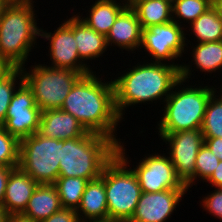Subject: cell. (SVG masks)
<instances>
[{"mask_svg":"<svg viewBox=\"0 0 222 222\" xmlns=\"http://www.w3.org/2000/svg\"><path fill=\"white\" fill-rule=\"evenodd\" d=\"M96 72L83 75L75 83L65 98L61 110L75 117L88 132L107 136L119 145L126 138L121 139L120 136L119 138L117 136V130L120 129L119 125L123 120L115 108L112 81L115 73L108 78V74L106 77L103 75L108 73L107 70L106 72L103 70L102 74Z\"/></svg>","mask_w":222,"mask_h":222,"instance_id":"1","label":"cell"},{"mask_svg":"<svg viewBox=\"0 0 222 222\" xmlns=\"http://www.w3.org/2000/svg\"><path fill=\"white\" fill-rule=\"evenodd\" d=\"M135 57L132 55L133 60H137L134 61V65L130 63L125 70L117 71L119 73L112 79L115 108L123 121L127 119L125 117H128L125 115L126 111L128 112L127 109H133L134 106L140 107L138 104L163 105L174 85L181 79V66L146 60L142 62L139 57H136L137 59Z\"/></svg>","mask_w":222,"mask_h":222,"instance_id":"2","label":"cell"},{"mask_svg":"<svg viewBox=\"0 0 222 222\" xmlns=\"http://www.w3.org/2000/svg\"><path fill=\"white\" fill-rule=\"evenodd\" d=\"M35 1L10 2L1 14L0 57L9 67L26 65L32 57L30 52L39 48L41 27Z\"/></svg>","mask_w":222,"mask_h":222,"instance_id":"3","label":"cell"},{"mask_svg":"<svg viewBox=\"0 0 222 222\" xmlns=\"http://www.w3.org/2000/svg\"><path fill=\"white\" fill-rule=\"evenodd\" d=\"M194 81L189 83L180 79L174 85L172 92L162 107L160 106L161 115L159 121H156L157 131H154L156 134L168 135L177 131L201 129L207 102L216 87L210 85L209 81L206 85L205 81Z\"/></svg>","mask_w":222,"mask_h":222,"instance_id":"4","label":"cell"},{"mask_svg":"<svg viewBox=\"0 0 222 222\" xmlns=\"http://www.w3.org/2000/svg\"><path fill=\"white\" fill-rule=\"evenodd\" d=\"M117 146L111 138L92 132L63 140L58 177L88 181L101 177L106 164L117 154Z\"/></svg>","mask_w":222,"mask_h":222,"instance_id":"5","label":"cell"},{"mask_svg":"<svg viewBox=\"0 0 222 222\" xmlns=\"http://www.w3.org/2000/svg\"><path fill=\"white\" fill-rule=\"evenodd\" d=\"M100 178L105 186L108 219L129 222L142 192L136 174L116 154L106 164Z\"/></svg>","mask_w":222,"mask_h":222,"instance_id":"6","label":"cell"},{"mask_svg":"<svg viewBox=\"0 0 222 222\" xmlns=\"http://www.w3.org/2000/svg\"><path fill=\"white\" fill-rule=\"evenodd\" d=\"M21 67L24 81L32 89L35 104L41 111L61 109L75 83L83 76L71 69L52 68L36 61Z\"/></svg>","mask_w":222,"mask_h":222,"instance_id":"7","label":"cell"},{"mask_svg":"<svg viewBox=\"0 0 222 222\" xmlns=\"http://www.w3.org/2000/svg\"><path fill=\"white\" fill-rule=\"evenodd\" d=\"M63 140L38 132L20 140L18 167L38 184H54L59 176Z\"/></svg>","mask_w":222,"mask_h":222,"instance_id":"8","label":"cell"},{"mask_svg":"<svg viewBox=\"0 0 222 222\" xmlns=\"http://www.w3.org/2000/svg\"><path fill=\"white\" fill-rule=\"evenodd\" d=\"M125 140L117 146V154L131 167L136 174L142 192L155 193L168 189H187L182 181L177 177L175 167L169 156L156 150L152 153L145 152L143 158L132 161L133 158L126 154ZM125 146V147H124ZM136 164V165H134ZM132 165V166H131Z\"/></svg>","mask_w":222,"mask_h":222,"instance_id":"9","label":"cell"},{"mask_svg":"<svg viewBox=\"0 0 222 222\" xmlns=\"http://www.w3.org/2000/svg\"><path fill=\"white\" fill-rule=\"evenodd\" d=\"M185 31L183 26L174 21L142 29V43L139 50L142 53L139 54L146 55L141 56L143 57L141 60L181 66L182 61L189 60V57L187 59L184 56L186 52ZM142 50L145 52L144 54ZM148 57H151L150 60Z\"/></svg>","mask_w":222,"mask_h":222,"instance_id":"10","label":"cell"},{"mask_svg":"<svg viewBox=\"0 0 222 222\" xmlns=\"http://www.w3.org/2000/svg\"><path fill=\"white\" fill-rule=\"evenodd\" d=\"M61 21V24L58 25L54 31L50 32L43 29L44 26L40 29V40L47 42L48 45L45 47L48 49V62L45 65L52 68H61V69H71L76 72L82 73L83 75L90 74L94 72L79 56L77 44L74 38V12L71 16Z\"/></svg>","mask_w":222,"mask_h":222,"instance_id":"11","label":"cell"},{"mask_svg":"<svg viewBox=\"0 0 222 222\" xmlns=\"http://www.w3.org/2000/svg\"><path fill=\"white\" fill-rule=\"evenodd\" d=\"M163 150L175 167L177 177L189 191L194 188L195 161L200 147L204 144L201 129L183 130L168 135H158ZM193 186V188H192Z\"/></svg>","mask_w":222,"mask_h":222,"instance_id":"12","label":"cell"},{"mask_svg":"<svg viewBox=\"0 0 222 222\" xmlns=\"http://www.w3.org/2000/svg\"><path fill=\"white\" fill-rule=\"evenodd\" d=\"M41 109L35 104L32 89L23 81L15 90L6 118L1 125L19 140L39 131Z\"/></svg>","mask_w":222,"mask_h":222,"instance_id":"13","label":"cell"},{"mask_svg":"<svg viewBox=\"0 0 222 222\" xmlns=\"http://www.w3.org/2000/svg\"><path fill=\"white\" fill-rule=\"evenodd\" d=\"M189 193L188 189L141 192L135 213L129 222H167Z\"/></svg>","mask_w":222,"mask_h":222,"instance_id":"14","label":"cell"},{"mask_svg":"<svg viewBox=\"0 0 222 222\" xmlns=\"http://www.w3.org/2000/svg\"><path fill=\"white\" fill-rule=\"evenodd\" d=\"M188 38L189 37L186 36L185 56L188 55L191 61L189 60L188 63H186V61L181 63V79L189 82L191 80V82H193L192 80L195 79L194 74L196 71H200L198 74L201 73L202 75L204 72V78L205 75L208 76V74L209 77H211L214 73L213 78H216L219 73L222 74V40L217 42L193 43ZM190 49H192V51Z\"/></svg>","mask_w":222,"mask_h":222,"instance_id":"15","label":"cell"},{"mask_svg":"<svg viewBox=\"0 0 222 222\" xmlns=\"http://www.w3.org/2000/svg\"><path fill=\"white\" fill-rule=\"evenodd\" d=\"M106 41L110 54L112 50L118 51L117 53L120 54L125 53L123 51L125 50L127 54H130L128 55L130 57L131 54L139 53L142 43V28L136 12L130 5L118 15L106 36Z\"/></svg>","mask_w":222,"mask_h":222,"instance_id":"16","label":"cell"},{"mask_svg":"<svg viewBox=\"0 0 222 222\" xmlns=\"http://www.w3.org/2000/svg\"><path fill=\"white\" fill-rule=\"evenodd\" d=\"M38 133L52 139L66 140L82 137L88 131L70 113L61 109H50L41 113Z\"/></svg>","mask_w":222,"mask_h":222,"instance_id":"17","label":"cell"},{"mask_svg":"<svg viewBox=\"0 0 222 222\" xmlns=\"http://www.w3.org/2000/svg\"><path fill=\"white\" fill-rule=\"evenodd\" d=\"M92 5L77 12L78 17L97 33L107 36L118 15L129 5L127 0H92ZM90 7V8H89Z\"/></svg>","mask_w":222,"mask_h":222,"instance_id":"18","label":"cell"},{"mask_svg":"<svg viewBox=\"0 0 222 222\" xmlns=\"http://www.w3.org/2000/svg\"><path fill=\"white\" fill-rule=\"evenodd\" d=\"M74 38L77 44L78 54L80 58L90 68H92L93 71H95L94 69L97 70L99 64H97L95 68L94 61H98L105 54L109 53L106 52L109 49L107 46L106 36L97 33L86 23H84L78 17L76 12H74ZM90 62L93 66L90 65Z\"/></svg>","mask_w":222,"mask_h":222,"instance_id":"19","label":"cell"},{"mask_svg":"<svg viewBox=\"0 0 222 222\" xmlns=\"http://www.w3.org/2000/svg\"><path fill=\"white\" fill-rule=\"evenodd\" d=\"M37 186L38 183L29 174L16 167L7 181L3 207L10 214L22 213Z\"/></svg>","mask_w":222,"mask_h":222,"instance_id":"20","label":"cell"},{"mask_svg":"<svg viewBox=\"0 0 222 222\" xmlns=\"http://www.w3.org/2000/svg\"><path fill=\"white\" fill-rule=\"evenodd\" d=\"M76 211L80 222L108 220L105 186L100 177L87 183Z\"/></svg>","mask_w":222,"mask_h":222,"instance_id":"21","label":"cell"},{"mask_svg":"<svg viewBox=\"0 0 222 222\" xmlns=\"http://www.w3.org/2000/svg\"><path fill=\"white\" fill-rule=\"evenodd\" d=\"M62 208L54 184H38L22 214L40 222Z\"/></svg>","mask_w":222,"mask_h":222,"instance_id":"22","label":"cell"},{"mask_svg":"<svg viewBox=\"0 0 222 222\" xmlns=\"http://www.w3.org/2000/svg\"><path fill=\"white\" fill-rule=\"evenodd\" d=\"M129 5L136 12L142 29L173 21L172 5L165 0H131Z\"/></svg>","mask_w":222,"mask_h":222,"instance_id":"23","label":"cell"},{"mask_svg":"<svg viewBox=\"0 0 222 222\" xmlns=\"http://www.w3.org/2000/svg\"><path fill=\"white\" fill-rule=\"evenodd\" d=\"M185 29L186 36H192L189 39L195 43L217 42L222 40V20L219 18L218 12L213 6L190 25H187Z\"/></svg>","mask_w":222,"mask_h":222,"instance_id":"24","label":"cell"},{"mask_svg":"<svg viewBox=\"0 0 222 222\" xmlns=\"http://www.w3.org/2000/svg\"><path fill=\"white\" fill-rule=\"evenodd\" d=\"M88 182L79 177H58L54 185L62 208L77 210Z\"/></svg>","mask_w":222,"mask_h":222,"instance_id":"25","label":"cell"},{"mask_svg":"<svg viewBox=\"0 0 222 222\" xmlns=\"http://www.w3.org/2000/svg\"><path fill=\"white\" fill-rule=\"evenodd\" d=\"M211 7L212 0H178L172 5V18L186 28Z\"/></svg>","mask_w":222,"mask_h":222,"instance_id":"26","label":"cell"},{"mask_svg":"<svg viewBox=\"0 0 222 222\" xmlns=\"http://www.w3.org/2000/svg\"><path fill=\"white\" fill-rule=\"evenodd\" d=\"M201 130L204 138H222V96L217 91L207 102Z\"/></svg>","mask_w":222,"mask_h":222,"instance_id":"27","label":"cell"},{"mask_svg":"<svg viewBox=\"0 0 222 222\" xmlns=\"http://www.w3.org/2000/svg\"><path fill=\"white\" fill-rule=\"evenodd\" d=\"M23 81V72L19 67H10L0 74V125L3 124L6 118L15 90Z\"/></svg>","mask_w":222,"mask_h":222,"instance_id":"28","label":"cell"},{"mask_svg":"<svg viewBox=\"0 0 222 222\" xmlns=\"http://www.w3.org/2000/svg\"><path fill=\"white\" fill-rule=\"evenodd\" d=\"M220 160L215 156L209 147L204 143L198 152L194 169V186L199 182L204 183L218 166Z\"/></svg>","mask_w":222,"mask_h":222,"instance_id":"29","label":"cell"},{"mask_svg":"<svg viewBox=\"0 0 222 222\" xmlns=\"http://www.w3.org/2000/svg\"><path fill=\"white\" fill-rule=\"evenodd\" d=\"M20 140L0 125V167L19 165Z\"/></svg>","mask_w":222,"mask_h":222,"instance_id":"30","label":"cell"},{"mask_svg":"<svg viewBox=\"0 0 222 222\" xmlns=\"http://www.w3.org/2000/svg\"><path fill=\"white\" fill-rule=\"evenodd\" d=\"M215 190H212L206 195H204L202 198L200 197L199 204L203 211L208 213L209 215H213L212 217H215L220 219V222L222 221V188H214Z\"/></svg>","mask_w":222,"mask_h":222,"instance_id":"31","label":"cell"},{"mask_svg":"<svg viewBox=\"0 0 222 222\" xmlns=\"http://www.w3.org/2000/svg\"><path fill=\"white\" fill-rule=\"evenodd\" d=\"M40 222H80V220L76 210L61 208L56 213Z\"/></svg>","mask_w":222,"mask_h":222,"instance_id":"32","label":"cell"},{"mask_svg":"<svg viewBox=\"0 0 222 222\" xmlns=\"http://www.w3.org/2000/svg\"><path fill=\"white\" fill-rule=\"evenodd\" d=\"M16 167L18 166L0 167V205L3 204L8 178Z\"/></svg>","mask_w":222,"mask_h":222,"instance_id":"33","label":"cell"},{"mask_svg":"<svg viewBox=\"0 0 222 222\" xmlns=\"http://www.w3.org/2000/svg\"><path fill=\"white\" fill-rule=\"evenodd\" d=\"M205 185L213 188H222V161L219 162L218 166L210 177L204 182ZM208 183V184H207Z\"/></svg>","mask_w":222,"mask_h":222,"instance_id":"34","label":"cell"},{"mask_svg":"<svg viewBox=\"0 0 222 222\" xmlns=\"http://www.w3.org/2000/svg\"><path fill=\"white\" fill-rule=\"evenodd\" d=\"M204 143L209 147L212 153L222 161V138H204Z\"/></svg>","mask_w":222,"mask_h":222,"instance_id":"35","label":"cell"},{"mask_svg":"<svg viewBox=\"0 0 222 222\" xmlns=\"http://www.w3.org/2000/svg\"><path fill=\"white\" fill-rule=\"evenodd\" d=\"M7 222H37L22 213L10 214Z\"/></svg>","mask_w":222,"mask_h":222,"instance_id":"36","label":"cell"},{"mask_svg":"<svg viewBox=\"0 0 222 222\" xmlns=\"http://www.w3.org/2000/svg\"><path fill=\"white\" fill-rule=\"evenodd\" d=\"M212 6L216 9L219 18L222 20V0H212Z\"/></svg>","mask_w":222,"mask_h":222,"instance_id":"37","label":"cell"},{"mask_svg":"<svg viewBox=\"0 0 222 222\" xmlns=\"http://www.w3.org/2000/svg\"><path fill=\"white\" fill-rule=\"evenodd\" d=\"M10 213L3 205H0V222H7Z\"/></svg>","mask_w":222,"mask_h":222,"instance_id":"38","label":"cell"},{"mask_svg":"<svg viewBox=\"0 0 222 222\" xmlns=\"http://www.w3.org/2000/svg\"><path fill=\"white\" fill-rule=\"evenodd\" d=\"M10 67L6 64V62L0 57V74L4 73Z\"/></svg>","mask_w":222,"mask_h":222,"instance_id":"39","label":"cell"},{"mask_svg":"<svg viewBox=\"0 0 222 222\" xmlns=\"http://www.w3.org/2000/svg\"><path fill=\"white\" fill-rule=\"evenodd\" d=\"M10 3L9 0H0V17L4 8Z\"/></svg>","mask_w":222,"mask_h":222,"instance_id":"40","label":"cell"},{"mask_svg":"<svg viewBox=\"0 0 222 222\" xmlns=\"http://www.w3.org/2000/svg\"><path fill=\"white\" fill-rule=\"evenodd\" d=\"M221 80H222V77H221V79L219 81H221ZM219 84L220 83L218 82V86L216 84L215 87H216V91L222 96V84H220V86H219Z\"/></svg>","mask_w":222,"mask_h":222,"instance_id":"41","label":"cell"},{"mask_svg":"<svg viewBox=\"0 0 222 222\" xmlns=\"http://www.w3.org/2000/svg\"><path fill=\"white\" fill-rule=\"evenodd\" d=\"M85 222H120V221L108 219V220H96V221H85Z\"/></svg>","mask_w":222,"mask_h":222,"instance_id":"42","label":"cell"},{"mask_svg":"<svg viewBox=\"0 0 222 222\" xmlns=\"http://www.w3.org/2000/svg\"><path fill=\"white\" fill-rule=\"evenodd\" d=\"M167 2H169L171 5H173L174 3H176L178 0H165Z\"/></svg>","mask_w":222,"mask_h":222,"instance_id":"43","label":"cell"},{"mask_svg":"<svg viewBox=\"0 0 222 222\" xmlns=\"http://www.w3.org/2000/svg\"><path fill=\"white\" fill-rule=\"evenodd\" d=\"M10 2L22 1V0H9Z\"/></svg>","mask_w":222,"mask_h":222,"instance_id":"44","label":"cell"}]
</instances>
